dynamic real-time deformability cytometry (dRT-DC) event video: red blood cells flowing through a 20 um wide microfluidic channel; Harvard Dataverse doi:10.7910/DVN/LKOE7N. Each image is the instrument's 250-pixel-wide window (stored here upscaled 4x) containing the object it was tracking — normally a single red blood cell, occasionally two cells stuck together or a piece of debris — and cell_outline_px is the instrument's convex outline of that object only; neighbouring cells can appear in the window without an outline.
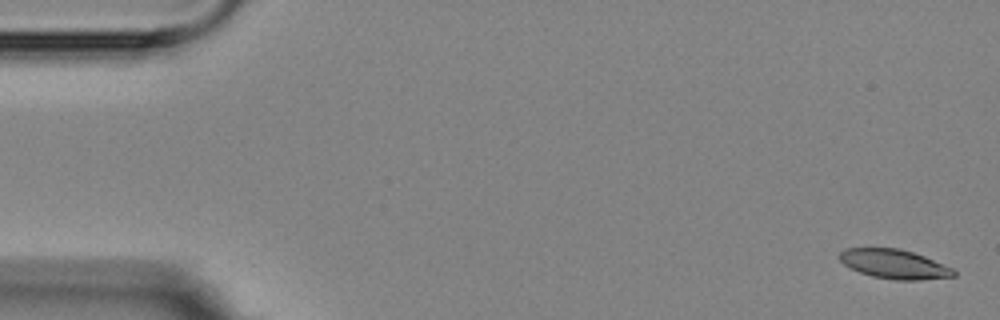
{"species": "Egyptian fruit bat (a non-hibernating species)", "species_latin": "Rousettus aegyptiacus", "temperature_condition": "room temperature", "stored_images_in_passage": 6, "camera_frame_rate_fps": 3000, "um_per_image_px": 0.085, "animal": {"sex": "female"}, "frame": {"image": 1, "passage_image": 1, "time_ms": 0.0, "image_size_px": [1000, 320], "cell_outline_px": [[956, 276], [920, 280], [896, 280], [872, 276], [860, 272], [844, 264], [840, 260], [840, 252], [844, 248], [900, 248], [924, 256], [952, 268], [956, 272]], "centroid_in_image_um": [76.02, 22.44], "position_along_channel_um": 9.0, "area_um2": 19.31}}
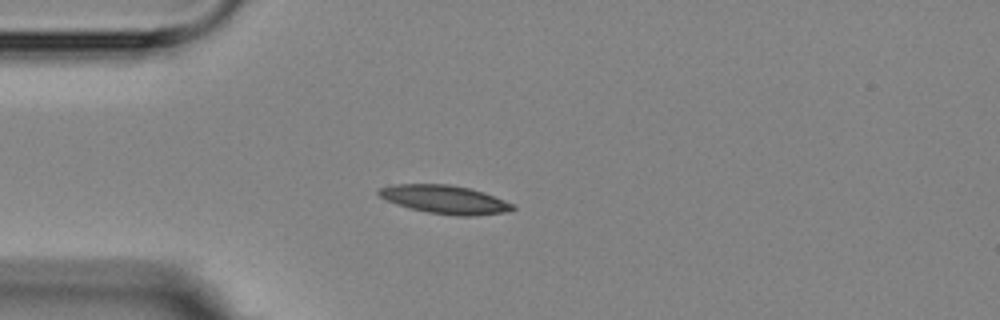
{"frame": {"image": 2, "passage_image": 5, "time_ms": 4.333, "image_size_px": [1000, 320], "cell_outline_px": [[516, 208], [504, 212], [476, 216], [456, 216], [428, 212], [396, 204], [380, 196], [376, 192], [380, 188], [392, 184], [448, 184], [472, 188], [484, 192], [504, 200], [512, 204]], "centroid_in_image_um": [37.82, 16.95], "position_along_channel_um": 47.2, "area_um2": 22.08}}